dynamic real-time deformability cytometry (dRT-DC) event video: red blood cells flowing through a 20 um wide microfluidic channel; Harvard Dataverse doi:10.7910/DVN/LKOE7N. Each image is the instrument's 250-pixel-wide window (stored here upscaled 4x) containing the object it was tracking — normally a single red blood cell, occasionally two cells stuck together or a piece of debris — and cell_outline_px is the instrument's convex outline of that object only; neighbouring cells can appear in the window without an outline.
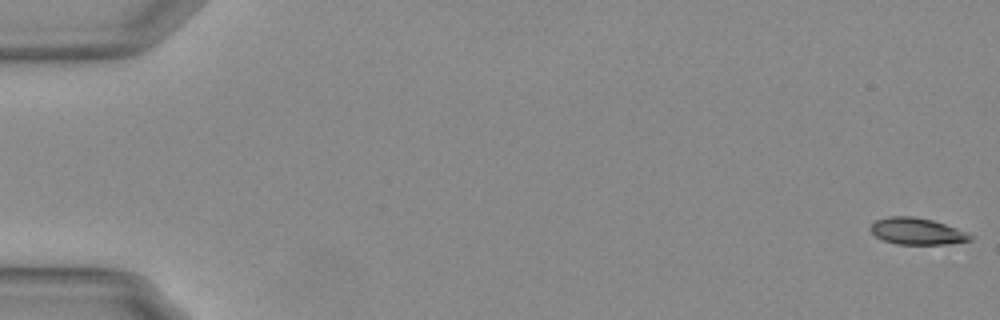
{"species": "Egyptian fruit bat (a non-hibernating species)", "species_latin": "Rousettus aegyptiacus", "temperature_condition": "warm", "stored_images_in_passage": 29, "camera_frame_rate_fps": 3000, "um_per_image_px": 0.085, "animal": {"sex": "female"}, "frame": {"image": 1, "passage_image": 1, "time_ms": 0.0, "image_size_px": [1000, 320], "cell_outline_px": [[972, 240], [944, 244], [896, 244], [884, 240], [876, 236], [868, 228], [876, 220], [888, 216], [912, 216], [932, 220], [968, 232], [972, 236]], "centroid_in_image_um": [77.93, 19.65], "position_along_channel_um": 7.1, "area_um2": 15.37}}
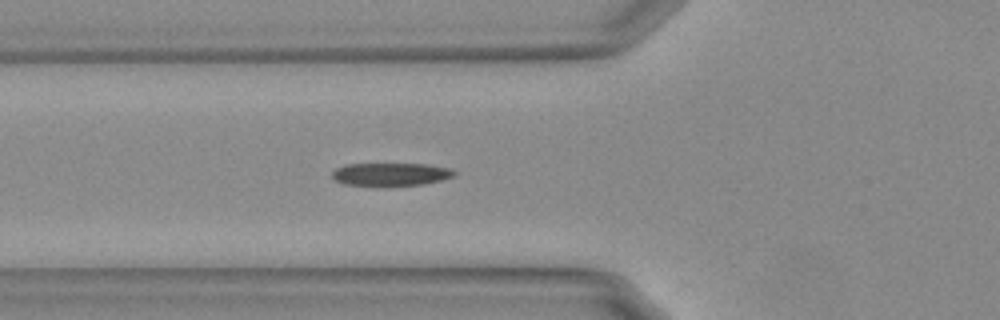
{"frame": {"image": 2, "passage_image": 21, "time_ms": 6.667, "image_size_px": [1000, 320], "cell_outline_px": [[456, 176], [424, 184], [344, 184], [332, 180], [332, 172], [336, 168], [344, 164], [428, 164], [452, 168], [456, 172]], "centroid_in_image_um": [33.23, 14.78], "position_along_channel_um": 92.6, "area_um2": 16.01}}
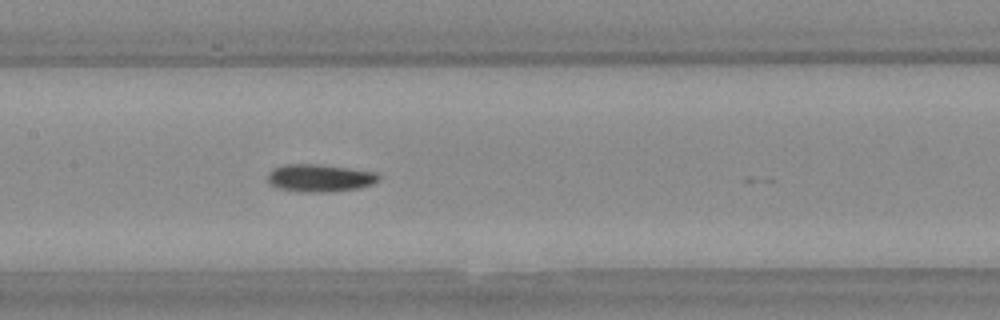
{"frame": {"image": 3, "passage_image": 28, "time_ms": 9.0, "image_size_px": [1000, 320], "cell_outline_px": [[380, 180], [372, 184], [356, 188], [332, 192], [308, 192], [276, 188], [268, 180], [268, 172], [272, 168], [284, 164], [316, 164], [348, 168], [376, 172], [380, 176]], "centroid_in_image_um": [27.17, 15.12], "position_along_channel_um": 180.2, "area_um2": 17.8}}